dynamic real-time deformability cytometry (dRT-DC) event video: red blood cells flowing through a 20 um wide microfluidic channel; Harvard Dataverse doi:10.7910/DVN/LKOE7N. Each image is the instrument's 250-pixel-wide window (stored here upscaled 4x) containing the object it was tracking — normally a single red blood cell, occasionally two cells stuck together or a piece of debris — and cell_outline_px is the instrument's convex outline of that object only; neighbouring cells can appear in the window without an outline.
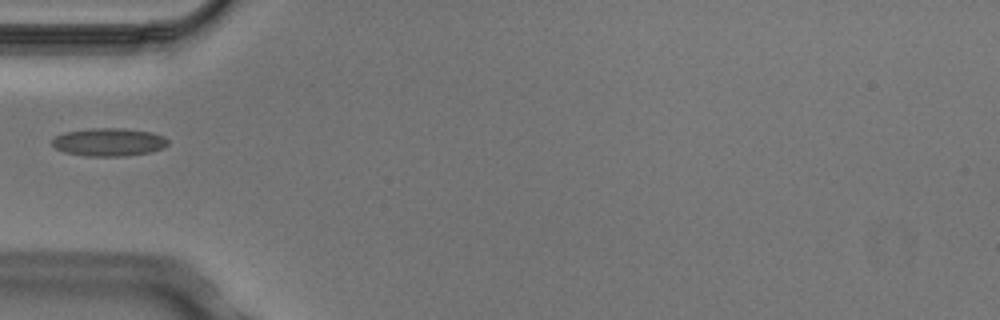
{"species": "Egyptian fruit bat (a non-hibernating species)", "species_latin": "Rousettus aegyptiacus", "temperature_condition": "cold", "stored_images_in_passage": 1, "camera_frame_rate_fps": 3000, "um_per_image_px": 0.085, "animal": {"sex": "male"}, "frame": {"image": 1, "passage_image": 1, "time_ms": 0.0, "image_size_px": [1000, 320], "cell_outline_px": [[168, 144], [164, 148], [148, 152], [124, 156], [84, 156], [64, 152], [56, 148], [52, 144], [52, 140], [56, 136], [64, 132], [88, 128], [124, 128], [152, 132], [164, 136], [168, 140]], "centroid_in_image_um": [9.25, 12.07], "position_along_channel_um": 75.7, "area_um2": 19.02}}